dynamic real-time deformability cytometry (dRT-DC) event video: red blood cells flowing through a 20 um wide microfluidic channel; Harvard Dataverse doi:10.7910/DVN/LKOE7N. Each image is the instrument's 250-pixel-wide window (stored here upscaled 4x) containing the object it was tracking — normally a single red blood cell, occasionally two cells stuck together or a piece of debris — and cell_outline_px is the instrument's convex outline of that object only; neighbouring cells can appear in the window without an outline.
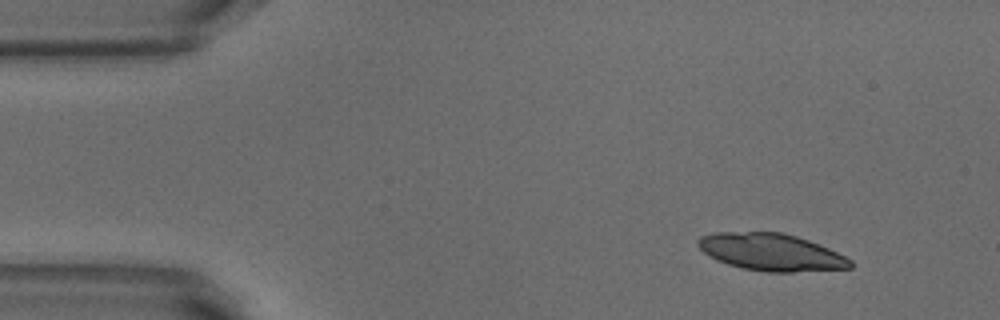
{"species": "common noctule bat (a hibernating species)", "species_latin": "Nyctalus noctula", "temperature_condition": "warm", "stored_images_in_passage": 47, "camera_frame_rate_fps": 3000, "um_per_image_px": 0.085, "animal": {"sex": "male", "body_mass_g": 18.8}, "frame": {"image": 1, "passage_image": 1, "time_ms": 0.0, "image_size_px": [1000, 320], "cell_outline_px": [[852, 268], [792, 272], [768, 272], [740, 268], [716, 260], [704, 252], [696, 244], [696, 240], [700, 236], [712, 232], [780, 232], [796, 236], [808, 240], [828, 248], [852, 260]], "centroid_in_image_um": [65.51, 21.43], "position_along_channel_um": 19.5, "area_um2": 33.0}}